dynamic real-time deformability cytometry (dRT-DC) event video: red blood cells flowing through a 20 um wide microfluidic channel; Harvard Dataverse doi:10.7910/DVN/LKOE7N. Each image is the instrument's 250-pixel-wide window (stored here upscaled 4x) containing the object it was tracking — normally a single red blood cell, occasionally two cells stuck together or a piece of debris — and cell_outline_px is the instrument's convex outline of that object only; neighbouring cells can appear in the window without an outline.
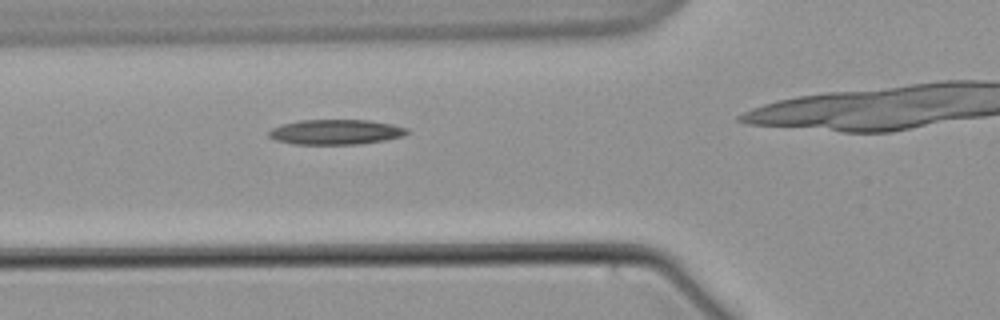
{"species": "common noctule bat (a hibernating species)", "species_latin": "Nyctalus noctula", "temperature_condition": "warm", "stored_images_in_passage": 4, "camera_frame_rate_fps": 3000, "um_per_image_px": 0.085, "animal": {"sex": "male", "body_mass_g": 21.5, "forearm_length_mm": 52.0}, "frame": {"image": 1, "passage_image": 3, "time_ms": 3.333, "image_size_px": [1000, 320], "cell_outline_px": [[408, 132], [404, 136], [384, 140], [360, 144], [292, 144], [276, 140], [268, 136], [268, 132], [272, 128], [280, 124], [300, 120], [368, 120], [392, 124], [408, 128]], "centroid_in_image_um": [28.52, 11.22], "position_along_channel_um": 97.3, "area_um2": 20.23}}